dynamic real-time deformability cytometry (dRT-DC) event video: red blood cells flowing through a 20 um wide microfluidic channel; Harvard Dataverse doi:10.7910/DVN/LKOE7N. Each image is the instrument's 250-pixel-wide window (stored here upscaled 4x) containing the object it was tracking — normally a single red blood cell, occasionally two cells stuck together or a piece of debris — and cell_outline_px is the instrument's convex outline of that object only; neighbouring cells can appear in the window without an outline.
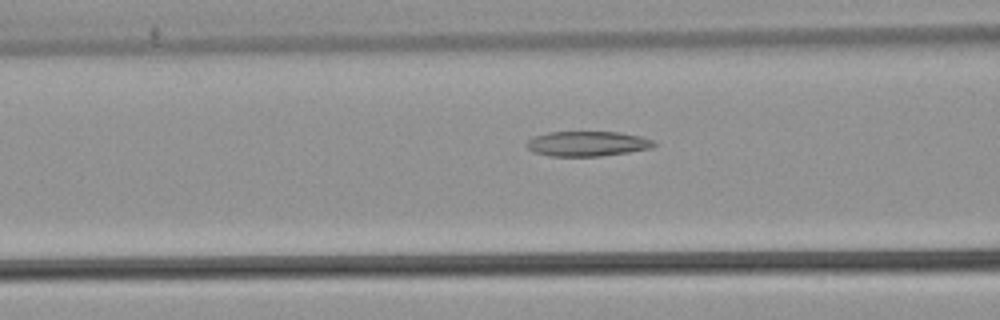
{"species": "common noctule bat (a hibernating species)", "species_latin": "Nyctalus noctula", "temperature_condition": "warm", "stored_images_in_passage": 52, "camera_frame_rate_fps": 3000, "um_per_image_px": 0.085, "animal": {"sex": "male", "body_mass_g": 21.5, "forearm_length_mm": 52.0}, "frame": {"image": 1, "passage_image": 21, "time_ms": 6.667, "image_size_px": [1000, 320], "cell_outline_px": [[656, 144], [652, 148], [628, 152], [600, 156], [552, 156], [532, 152], [524, 144], [532, 136], [548, 132], [620, 132], [640, 136], [656, 140]], "centroid_in_image_um": [49.91, 12.21], "position_along_channel_um": 116.7, "area_um2": 18.73}}
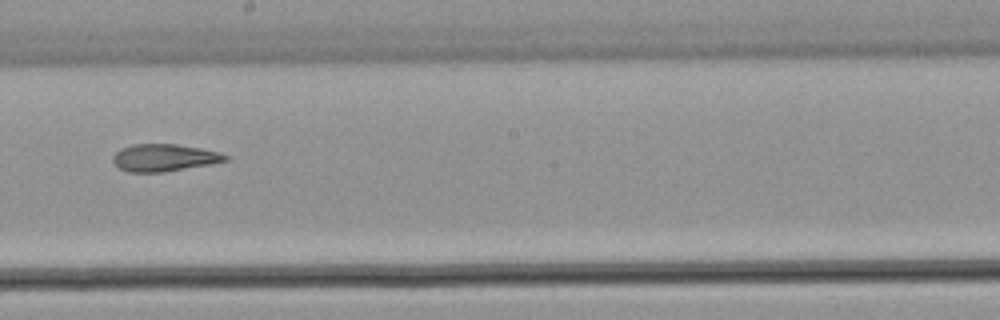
{"frame": {"image": 2, "passage_image": 30, "time_ms": 9.667, "image_size_px": [1000, 320], "cell_outline_px": [[228, 160], [212, 164], [164, 172], [128, 172], [120, 168], [112, 160], [112, 156], [120, 148], [132, 144], [176, 144], [200, 148], [220, 152], [228, 156]], "centroid_in_image_um": [13.95, 13.4], "position_along_channel_um": 234.2, "area_um2": 17.92}}
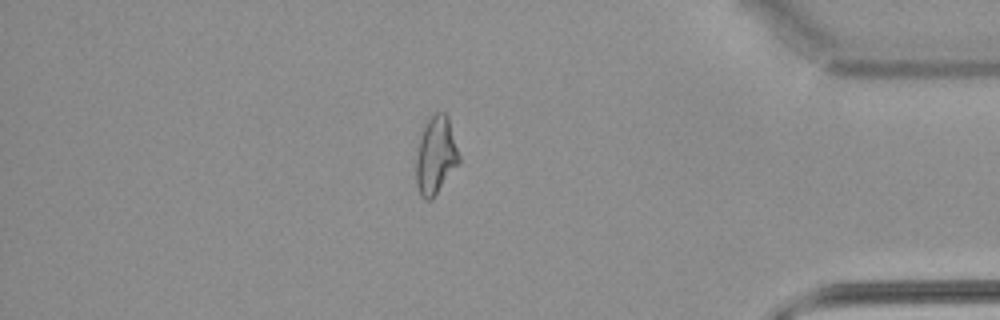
{"frame": {"image": 3, "passage_image": 45, "time_ms": 14.667, "image_size_px": [1000, 320], "cell_outline_px": [[460, 164], [432, 200], [424, 200], [420, 196], [416, 184], [416, 156], [420, 136], [424, 124], [436, 112], [444, 112], [448, 116], [460, 156]], "centroid_in_image_um": [37.05, 13.25], "position_along_channel_um": 398.2, "area_um2": 19.83}, "authors_computed_cell_mechanics": {"area_um2": 19.9699, "velocity_mm_per_s": 3.923, "shape_relaxation_time_tau1_ms": null, "shape_relaxation_time_tau2_ms": 4.1342, "deformation_change_tau1": null, "deformation_change_tau2": 0.1318}}